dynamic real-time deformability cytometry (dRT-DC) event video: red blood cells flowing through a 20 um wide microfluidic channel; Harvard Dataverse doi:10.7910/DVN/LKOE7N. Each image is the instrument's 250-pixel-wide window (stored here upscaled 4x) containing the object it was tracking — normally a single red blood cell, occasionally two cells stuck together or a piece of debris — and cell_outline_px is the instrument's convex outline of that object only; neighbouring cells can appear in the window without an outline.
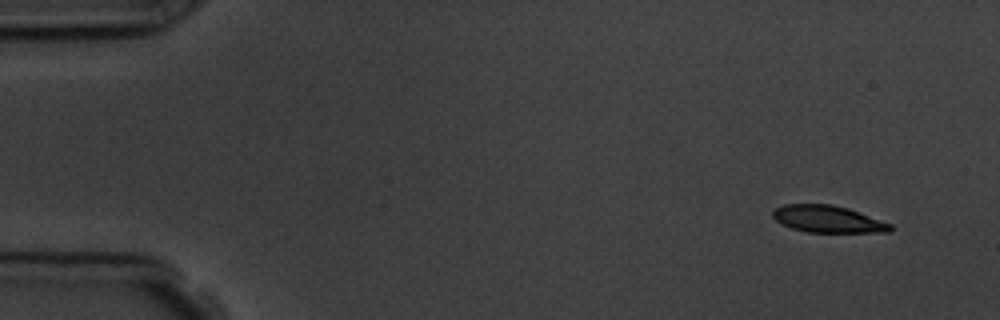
{"species": "common noctule bat (a hibernating species)", "species_latin": "Nyctalus noctula", "temperature_condition": "room temperature", "stored_images_in_passage": 5, "camera_frame_rate_fps": 3000, "um_per_image_px": 0.085, "animal": {"sex": "male", "body_mass_g": 19.5, "forearm_length_mm": 54.6}, "frame": {"image": 1, "passage_image": 1, "time_ms": 0.0, "image_size_px": [1000, 320], "cell_outline_px": [[892, 232], [808, 232], [792, 228], [780, 224], [772, 216], [772, 212], [776, 208], [784, 204], [832, 204], [848, 208], [892, 224]], "centroid_in_image_um": [70.36, 18.62], "position_along_channel_um": 14.6, "area_um2": 18.5}}